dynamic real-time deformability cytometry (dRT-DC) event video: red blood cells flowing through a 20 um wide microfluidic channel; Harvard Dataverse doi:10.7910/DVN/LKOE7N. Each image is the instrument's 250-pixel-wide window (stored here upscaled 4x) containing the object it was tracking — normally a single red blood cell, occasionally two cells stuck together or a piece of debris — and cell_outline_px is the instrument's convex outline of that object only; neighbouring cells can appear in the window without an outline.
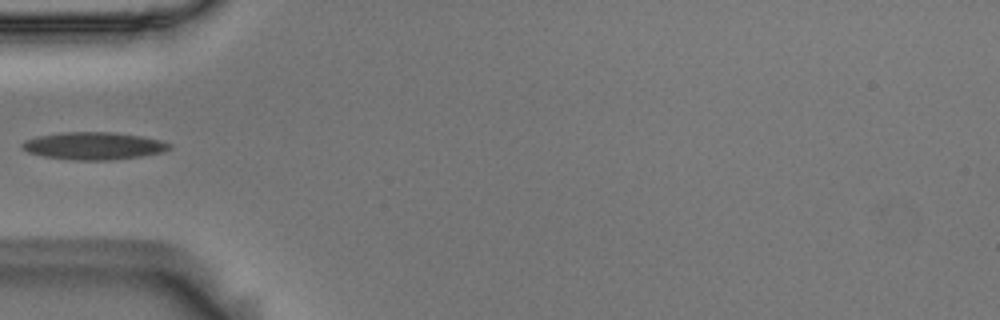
{"species": "Egyptian fruit bat (a non-hibernating species)", "species_latin": "Rousettus aegyptiacus", "temperature_condition": "room temperature", "stored_images_in_passage": 38, "camera_frame_rate_fps": 3000, "um_per_image_px": 0.085, "animal": {"sex": "male"}, "frame": {"image": 1, "passage_image": 1, "time_ms": 0.0, "image_size_px": [1000, 320], "cell_outline_px": [[172, 148], [164, 152], [140, 156], [108, 160], [76, 160], [44, 156], [28, 152], [20, 148], [20, 144], [24, 140], [36, 136], [60, 132], [112, 132], [144, 136], [160, 140], [172, 144]], "centroid_in_image_um": [7.95, 12.38], "position_along_channel_um": 77.0, "area_um2": 23.76}}
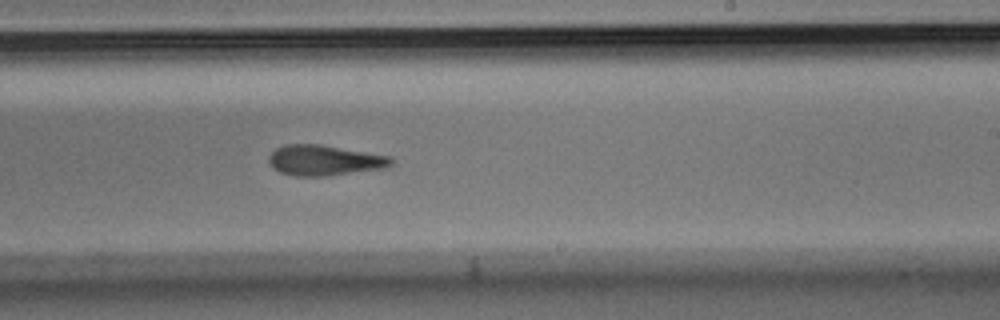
{"frame": {"image": 2, "passage_image": 16, "time_ms": 5.0, "image_size_px": [1000, 320], "cell_outline_px": [[392, 164], [388, 168], [328, 176], [296, 176], [280, 172], [272, 168], [268, 160], [268, 156], [276, 148], [288, 144], [320, 144], [392, 156]], "centroid_in_image_um": [27.6, 13.63], "position_along_channel_um": 261.4, "area_um2": 21.96}}
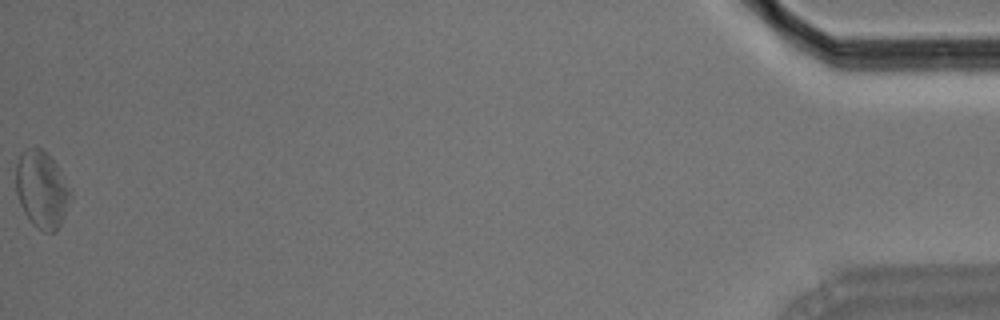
{"frame": {"image": 3, "passage_image": 38, "time_ms": 12.333, "image_size_px": [1000, 320], "cell_outline_px": [[72, 196], [60, 224], [56, 232], [44, 232], [36, 228], [32, 224], [24, 212], [20, 204], [16, 192], [16, 164], [20, 152], [24, 148], [40, 148], [48, 152], [60, 168]], "centroid_in_image_um": [3.54, 16.08], "position_along_channel_um": 431.7, "area_um2": 24.74}}